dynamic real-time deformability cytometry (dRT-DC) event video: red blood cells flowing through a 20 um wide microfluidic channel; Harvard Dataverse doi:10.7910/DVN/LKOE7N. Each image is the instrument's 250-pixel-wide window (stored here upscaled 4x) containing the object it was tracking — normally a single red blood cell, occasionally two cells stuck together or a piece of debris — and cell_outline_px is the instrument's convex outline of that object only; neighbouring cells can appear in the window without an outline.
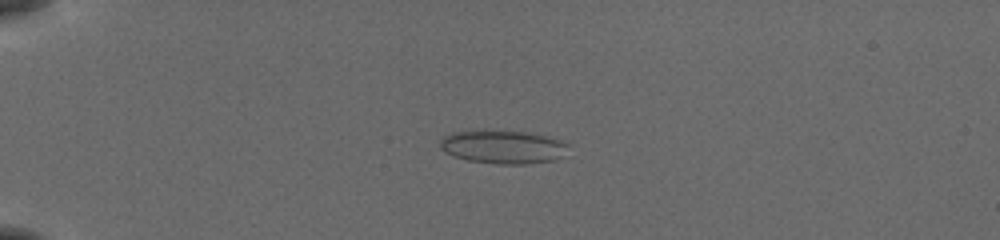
{"species": "common noctule bat (a hibernating species)", "species_latin": "Nyctalus noctula", "temperature_condition": "cold", "stored_images_in_passage": 26, "camera_frame_rate_fps": 3000, "um_per_image_px": 0.085, "animal": {"sex": "female", "body_mass_g": 19.5, "forearm_length_mm": 54.1}, "frame": {"image": 1, "passage_image": 4, "time_ms": 1.0, "image_size_px": [1000, 240], "cell_outline_px": [[568, 144], [560, 156], [556, 160], [524, 164], [496, 164], [468, 160], [452, 156], [444, 152], [440, 148], [440, 140], [444, 136], [452, 132], [484, 128], [524, 132], [544, 136], [560, 140]], "centroid_in_image_um": [42.65, 12.46], "position_along_channel_um": 42.4, "area_um2": 25.26}}
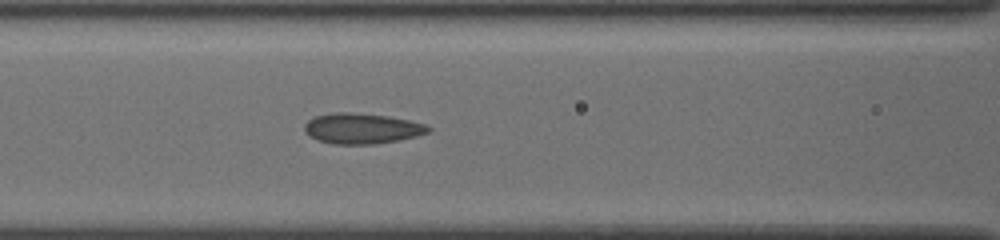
{"frame": {"image": 2, "passage_image": 15, "time_ms": 4.667, "image_size_px": [1000, 240], "cell_outline_px": [[432, 128], [428, 132], [416, 136], [400, 140], [372, 144], [332, 144], [316, 140], [308, 136], [304, 132], [304, 124], [308, 120], [316, 116], [332, 112], [348, 112], [388, 116], [408, 120], [424, 124]], "centroid_in_image_um": [30.71, 10.92], "position_along_channel_um": 135.9, "area_um2": 22.08}}
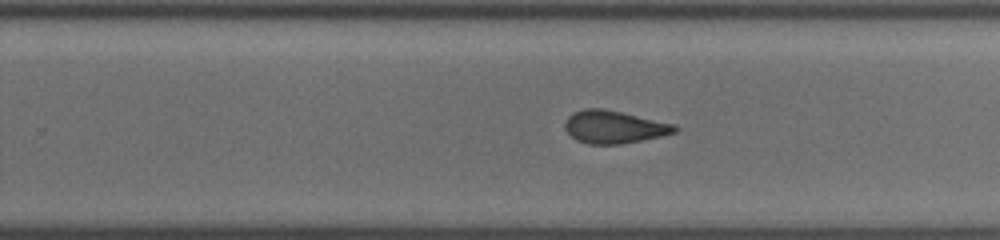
{"frame": {"image": 3, "passage_image": 26, "time_ms": 8.333, "image_size_px": [1000, 240], "cell_outline_px": [[680, 128], [676, 132], [660, 136], [620, 144], [588, 144], [576, 140], [564, 128], [564, 124], [568, 116], [572, 112], [584, 108], [604, 108], [676, 124]], "centroid_in_image_um": [52.19, 10.78], "position_along_channel_um": 277.6, "area_um2": 21.04}}